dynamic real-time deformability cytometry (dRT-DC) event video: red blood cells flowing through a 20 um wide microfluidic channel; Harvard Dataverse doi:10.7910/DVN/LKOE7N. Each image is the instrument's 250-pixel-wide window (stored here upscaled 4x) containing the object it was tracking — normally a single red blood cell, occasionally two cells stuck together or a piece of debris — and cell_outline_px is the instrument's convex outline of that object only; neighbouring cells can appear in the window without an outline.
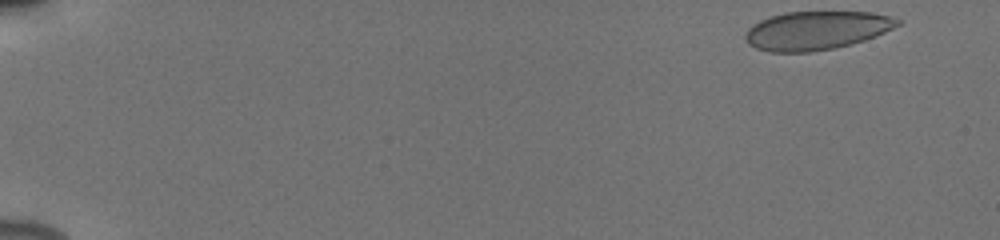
{"species": "human", "species_latin": "Homo sapiens", "temperature_condition": "cold", "stored_images_in_passage": 51, "camera_frame_rate_fps": 3000, "um_per_image_px": 0.085, "donor": {"sex": "male"}, "frame": {"image": 1, "passage_image": 1, "time_ms": 0.0, "image_size_px": [1000, 240], "cell_outline_px": [[900, 24], [876, 36], [852, 44], [812, 52], [768, 52], [756, 48], [748, 44], [744, 36], [748, 28], [752, 24], [760, 20], [784, 12], [872, 12], [892, 16], [900, 20]], "centroid_in_image_um": [69.38, 2.59], "position_along_channel_um": 15.6, "area_um2": 34.28}}
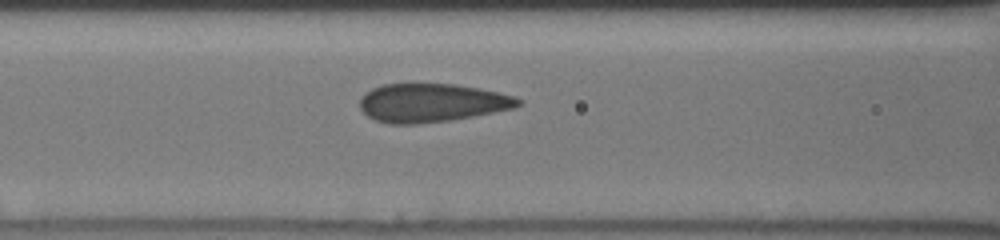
{"frame": {"image": 2, "passage_image": 22, "time_ms": 7.0, "image_size_px": [1000, 240], "cell_outline_px": [[524, 100], [520, 104], [512, 108], [452, 120], [416, 124], [388, 124], [376, 120], [368, 116], [360, 108], [360, 96], [372, 88], [384, 84], [456, 84], [480, 88], [500, 92], [516, 96]], "centroid_in_image_um": [36.7, 8.73], "position_along_channel_um": 129.9, "area_um2": 35.6}}
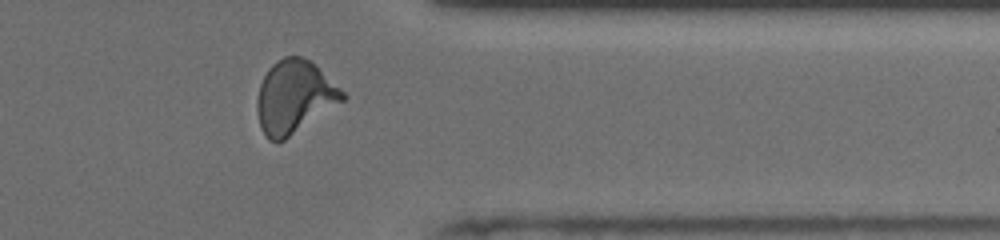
{"frame": {"image": 3, "passage_image": 42, "time_ms": 13.667, "image_size_px": [1000, 240], "cell_outline_px": [[348, 96], [344, 100], [284, 140], [276, 144], [268, 140], [260, 128], [256, 108], [256, 100], [260, 84], [268, 68], [272, 64], [284, 56], [304, 56], [340, 88]], "centroid_in_image_um": [24.97, 8.26], "position_along_channel_um": 386.4, "area_um2": 36.13}, "authors_computed_cell_mechanics": {"area_um2": 35.258, "velocity_mm_per_s": 3.9189, "shape_relaxation_time_tau1_ms": 7.3143, "shape_relaxation_time_tau2_ms": 0.5872, "deformation_change_tau1": 0.1606, "deformation_change_tau2": 0.0452}}